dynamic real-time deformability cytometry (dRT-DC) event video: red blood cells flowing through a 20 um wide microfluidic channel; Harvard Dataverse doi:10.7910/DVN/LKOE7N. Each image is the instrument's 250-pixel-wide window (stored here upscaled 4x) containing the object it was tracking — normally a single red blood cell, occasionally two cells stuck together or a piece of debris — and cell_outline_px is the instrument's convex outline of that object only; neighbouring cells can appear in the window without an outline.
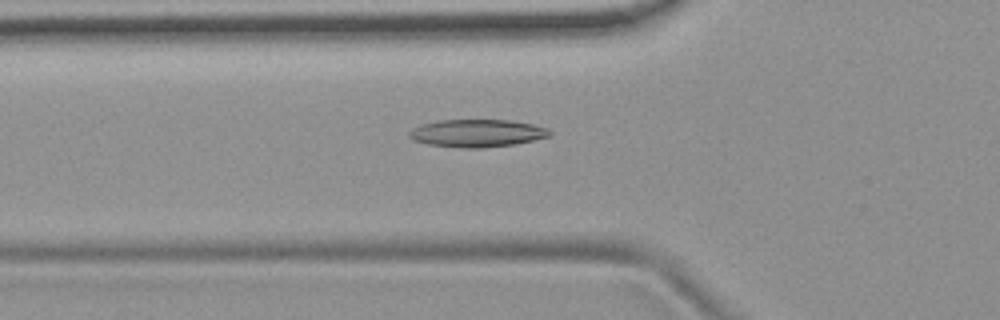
{"species": "common noctule bat (a hibernating species)", "species_latin": "Nyctalus noctula", "temperature_condition": "room temperature", "stored_images_in_passage": 50, "camera_frame_rate_fps": 3000, "um_per_image_px": 0.085, "animal": {"sex": "female", "body_mass_g": 19.9}, "frame": {"image": 1, "passage_image": 19, "time_ms": 6.0, "image_size_px": [1000, 320], "cell_outline_px": [[552, 132], [548, 136], [516, 144], [480, 148], [464, 148], [428, 144], [412, 140], [408, 136], [408, 132], [412, 128], [420, 124], [440, 120], [512, 120], [532, 124], [548, 128]], "centroid_in_image_um": [40.51, 11.31], "position_along_channel_um": 85.3, "area_um2": 22.66}}
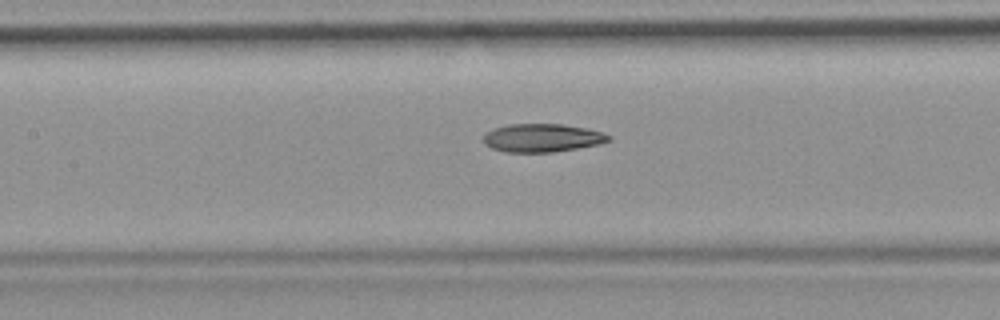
{"frame": {"image": 2, "passage_image": 25, "time_ms": 8.0, "image_size_px": [1000, 320], "cell_outline_px": [[612, 140], [600, 144], [552, 152], [504, 152], [492, 148], [484, 144], [484, 132], [492, 128], [508, 124], [560, 124], [588, 128], [612, 136]], "centroid_in_image_um": [46.07, 11.71], "position_along_channel_um": 161.3, "area_um2": 20.75}}
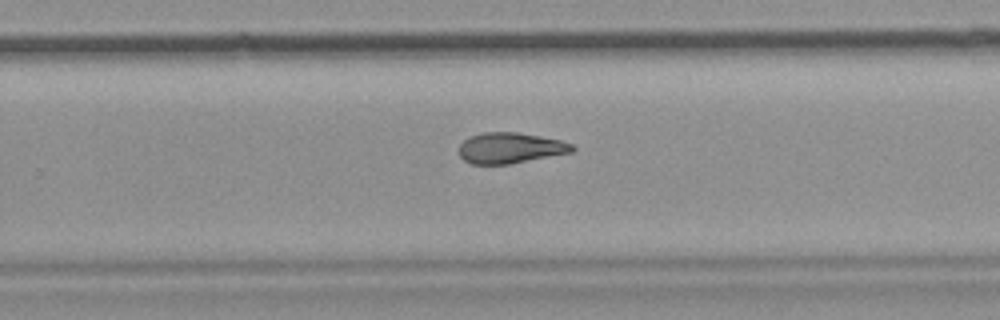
{"frame": {"image": 3, "passage_image": 35, "time_ms": 11.333, "image_size_px": [1000, 320], "cell_outline_px": [[576, 148], [572, 152], [508, 164], [472, 164], [464, 160], [460, 156], [460, 144], [468, 136], [484, 132], [516, 132], [540, 136], [560, 140], [572, 144]], "centroid_in_image_um": [43.35, 12.57], "position_along_channel_um": 286.4, "area_um2": 20.17}}